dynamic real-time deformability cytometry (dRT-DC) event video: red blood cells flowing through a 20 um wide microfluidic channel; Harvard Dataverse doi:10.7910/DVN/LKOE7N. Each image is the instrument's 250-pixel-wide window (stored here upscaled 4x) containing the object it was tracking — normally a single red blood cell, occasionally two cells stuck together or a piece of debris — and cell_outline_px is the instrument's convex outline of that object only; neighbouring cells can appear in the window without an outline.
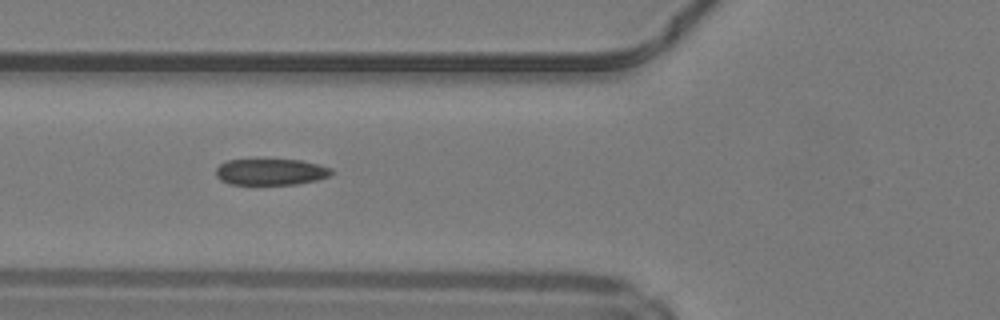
{"species": "common noctule bat (a hibernating species)", "species_latin": "Nyctalus noctula", "temperature_condition": "warm", "stored_images_in_passage": 36, "camera_frame_rate_fps": 3000, "um_per_image_px": 0.085, "animal": {"sex": "male", "body_mass_g": 19.2, "forearm_length_mm": 51.8}, "frame": {"image": 1, "passage_image": 6, "time_ms": 1.667, "image_size_px": [1000, 320], "cell_outline_px": [[336, 172], [328, 176], [316, 180], [296, 184], [228, 184], [220, 180], [216, 176], [216, 168], [220, 164], [228, 160], [300, 160], [320, 164], [332, 168]], "centroid_in_image_um": [23.04, 14.61], "position_along_channel_um": 102.8, "area_um2": 17.74}, "authors_computed_cell_mechanics": {"area_um2": 18.8428, "velocity_mm_per_s": 4.2536, "shape_relaxation_time_tau1_ms": null, "shape_relaxation_time_tau2_ms": 1.7652, "deformation_change_tau1": null, "deformation_change_tau2": 0.0965}}